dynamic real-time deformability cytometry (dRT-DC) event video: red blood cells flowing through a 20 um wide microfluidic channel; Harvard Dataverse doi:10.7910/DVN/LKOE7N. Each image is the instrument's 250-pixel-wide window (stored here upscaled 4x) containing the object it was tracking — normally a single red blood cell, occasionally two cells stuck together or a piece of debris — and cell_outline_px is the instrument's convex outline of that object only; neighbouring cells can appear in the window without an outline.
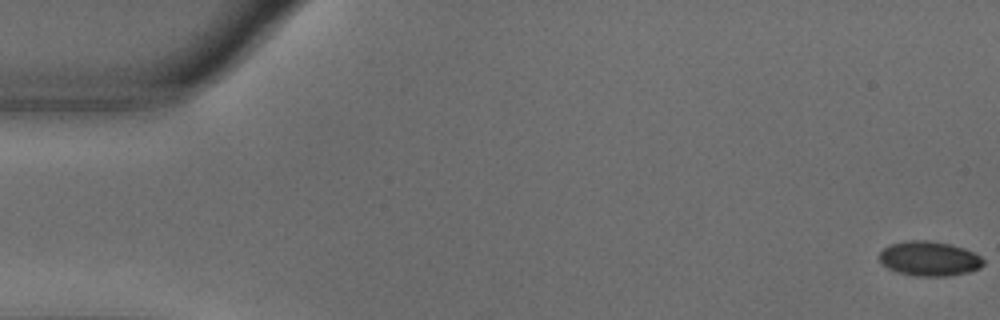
{"species": "common noctule bat (a hibernating species)", "species_latin": "Nyctalus noctula", "temperature_condition": "warm", "stored_images_in_passage": 56, "camera_frame_rate_fps": 3000, "um_per_image_px": 0.085, "animal": {"sex": "male", "body_mass_g": 18.8}, "frame": {"image": 1, "passage_image": 1, "time_ms": 0.0, "image_size_px": [1000, 320], "cell_outline_px": [[984, 264], [980, 268], [968, 272], [948, 276], [916, 276], [896, 272], [888, 268], [880, 260], [880, 252], [888, 244], [908, 240], [928, 240], [948, 244], [964, 248], [980, 256], [984, 260]], "centroid_in_image_um": [78.98, 21.98], "position_along_channel_um": 6.0, "area_um2": 20.98}}
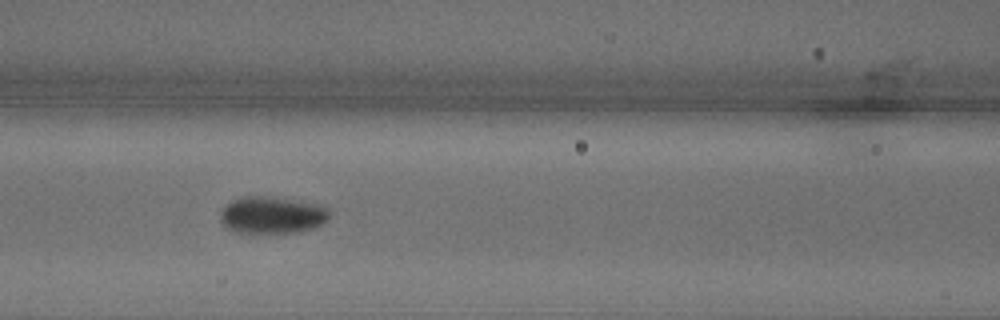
{"frame": {"image": 2, "passage_image": 24, "time_ms": 7.667, "image_size_px": [1000, 320], "cell_outline_px": [[328, 220], [312, 228], [296, 232], [232, 232], [224, 228], [220, 220], [220, 212], [232, 200], [248, 196], [264, 196], [316, 204], [324, 208], [328, 212]], "centroid_in_image_um": [23.04, 18.29], "position_along_channel_um": 143.6, "area_um2": 23.0}}
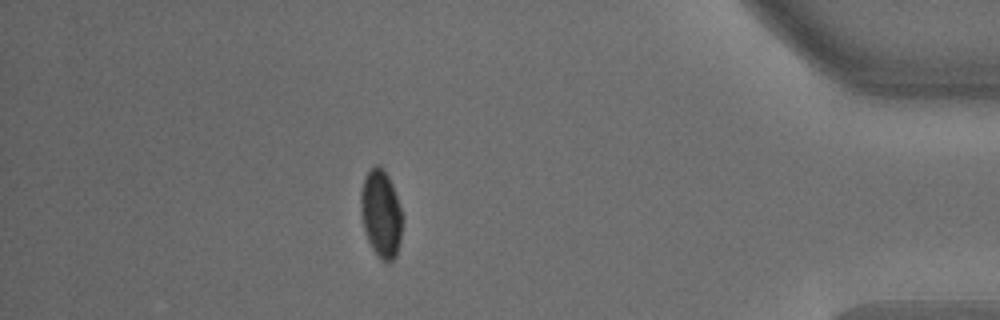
{"frame": {"image": 3, "passage_image": 49, "time_ms": 16.0, "image_size_px": [1000, 320], "cell_outline_px": [[400, 240], [396, 256], [388, 264], [380, 260], [372, 248], [368, 240], [364, 228], [360, 208], [360, 196], [364, 176], [376, 164], [380, 164], [388, 176], [392, 184], [400, 208]], "centroid_in_image_um": [32.36, 18.17], "position_along_channel_um": 402.8, "area_um2": 20.92}, "authors_computed_cell_mechanics": {"area_um2": 21.7617, "velocity_mm_per_s": 3.6427, "shape_relaxation_time_tau1_ms": 2.9491, "shape_relaxation_time_tau2_ms": null, "deformation_change_tau1": 0.1137, "deformation_change_tau2": null}}